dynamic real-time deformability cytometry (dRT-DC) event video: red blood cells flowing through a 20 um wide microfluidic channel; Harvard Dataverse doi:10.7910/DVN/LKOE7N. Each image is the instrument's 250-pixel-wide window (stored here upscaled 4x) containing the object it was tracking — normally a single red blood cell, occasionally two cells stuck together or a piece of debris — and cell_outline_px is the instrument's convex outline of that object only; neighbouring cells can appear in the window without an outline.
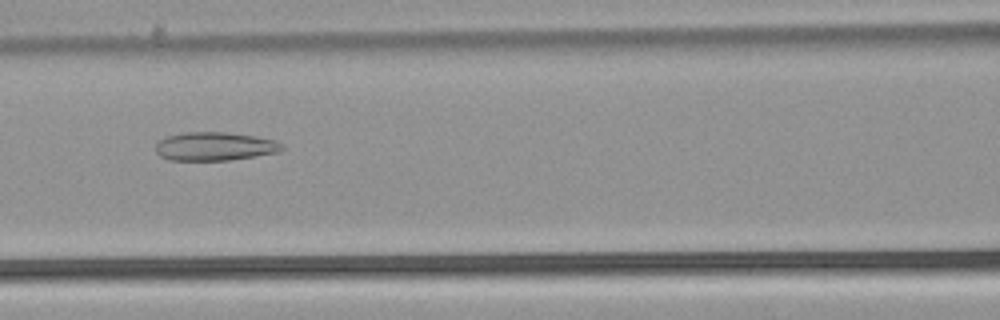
{"species": "common noctule bat (a hibernating species)", "species_latin": "Nyctalus noctula", "temperature_condition": "warm", "stored_images_in_passage": 47, "camera_frame_rate_fps": 3000, "um_per_image_px": 0.085, "animal": {"sex": "male", "body_mass_g": 21.5, "forearm_length_mm": 52.0}, "frame": {"image": 1, "passage_image": 18, "time_ms": 5.667, "image_size_px": [1000, 320], "cell_outline_px": [[284, 148], [280, 152], [256, 156], [228, 160], [168, 160], [160, 156], [156, 152], [156, 144], [160, 140], [168, 136], [184, 132], [224, 132], [256, 136], [276, 140]], "centroid_in_image_um": [18.26, 12.44], "position_along_channel_um": 148.3, "area_um2": 20.98}}
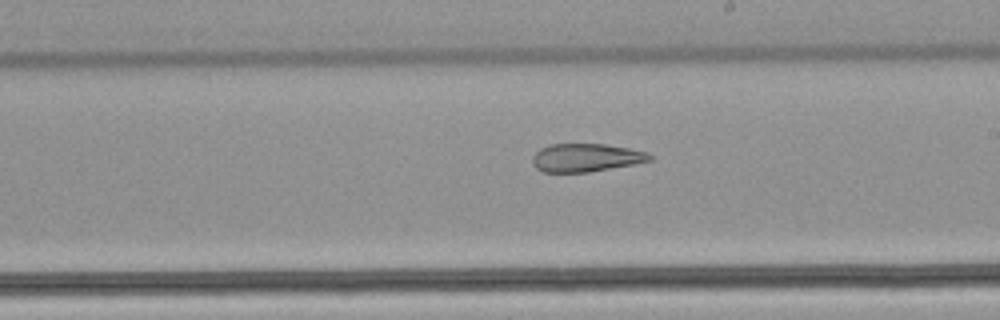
{"frame": {"image": 2, "passage_image": 25, "time_ms": 8.0, "image_size_px": [1000, 320], "cell_outline_px": [[652, 160], [632, 164], [588, 172], [540, 172], [532, 164], [532, 156], [540, 148], [552, 144], [604, 144], [628, 148], [648, 152], [652, 156]], "centroid_in_image_um": [49.77, 13.4], "position_along_channel_um": 239.2, "area_um2": 19.19}}
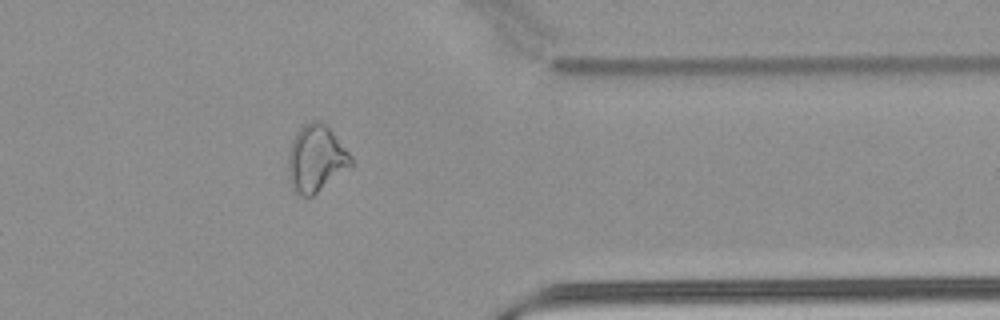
{"frame": {"image": 3, "passage_image": 37, "time_ms": 12.0, "image_size_px": [1000, 320], "cell_outline_px": [[352, 168], [312, 196], [304, 196], [296, 192], [292, 188], [288, 180], [288, 152], [292, 140], [296, 132], [304, 124], [312, 120], [324, 120], [352, 156]], "centroid_in_image_um": [26.88, 13.46], "position_along_channel_um": 384.5, "area_um2": 25.03}, "authors_computed_cell_mechanics": {"area_um2": 24.7384, "velocity_mm_per_s": 3.909, "shape_relaxation_time_tau1_ms": null, "shape_relaxation_time_tau2_ms": 2.6498, "deformation_change_tau1": null, "deformation_change_tau2": 0.1195}}